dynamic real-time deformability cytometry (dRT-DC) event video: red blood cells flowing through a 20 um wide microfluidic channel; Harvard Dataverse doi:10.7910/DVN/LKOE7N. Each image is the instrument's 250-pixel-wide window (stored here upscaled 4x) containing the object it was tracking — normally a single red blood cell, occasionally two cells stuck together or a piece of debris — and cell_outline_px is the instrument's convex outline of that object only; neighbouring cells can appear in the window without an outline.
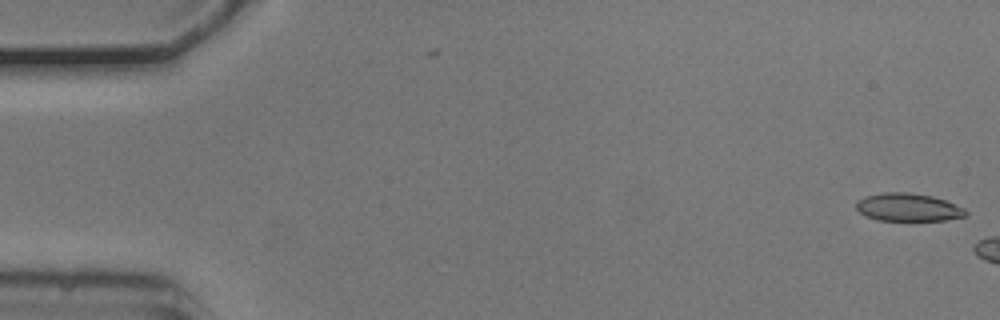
{"species": "common noctule bat (a hibernating species)", "species_latin": "Nyctalus noctula", "temperature_condition": "cold", "stored_images_in_passage": 2, "camera_frame_rate_fps": 3000, "um_per_image_px": 0.085, "animal": {"sex": "male", "body_mass_g": 20.5, "forearm_length_mm": 52.5}, "frame": {"image": 1, "passage_image": 2, "time_ms": 0.333, "image_size_px": [1000, 320], "cell_outline_px": [[968, 216], [944, 220], [876, 220], [864, 216], [856, 208], [856, 200], [864, 196], [884, 192], [908, 192], [932, 196], [944, 200], [964, 208], [968, 212]], "centroid_in_image_um": [77.16, 17.62], "position_along_channel_um": 7.8, "area_um2": 17.92}}